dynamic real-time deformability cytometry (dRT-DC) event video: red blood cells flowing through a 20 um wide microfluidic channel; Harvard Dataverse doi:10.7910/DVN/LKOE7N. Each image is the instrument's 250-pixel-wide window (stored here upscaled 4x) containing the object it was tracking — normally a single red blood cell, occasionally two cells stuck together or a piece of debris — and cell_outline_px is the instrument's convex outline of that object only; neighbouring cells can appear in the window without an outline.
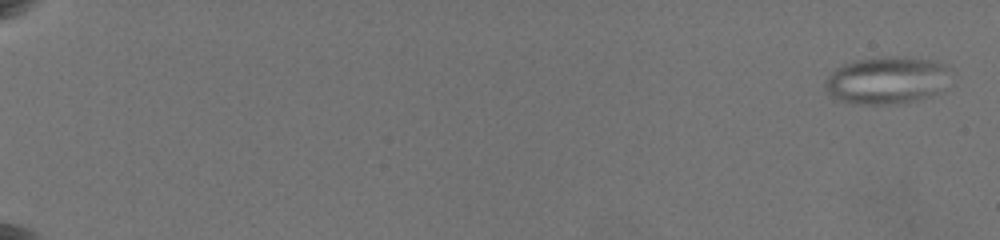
{"species": "common noctule bat (a hibernating species)", "species_latin": "Nyctalus noctula", "temperature_condition": "warm", "stored_images_in_passage": 8, "camera_frame_rate_fps": 3000, "um_per_image_px": 0.085, "animal": {"sex": "female", "body_mass_g": 19.5, "forearm_length_mm": 54.1}, "frame": {"image": 1, "passage_image": 1, "time_ms": 0.0, "image_size_px": [1000, 240], "cell_outline_px": [[940, 68], [936, 92], [928, 96], [912, 100], [876, 104], [844, 100], [832, 96], [828, 92], [828, 80], [836, 68], [848, 64], [864, 60], [928, 60], [940, 64]], "centroid_in_image_um": [75.19, 6.87], "position_along_channel_um": 9.8, "area_um2": 30.11}}